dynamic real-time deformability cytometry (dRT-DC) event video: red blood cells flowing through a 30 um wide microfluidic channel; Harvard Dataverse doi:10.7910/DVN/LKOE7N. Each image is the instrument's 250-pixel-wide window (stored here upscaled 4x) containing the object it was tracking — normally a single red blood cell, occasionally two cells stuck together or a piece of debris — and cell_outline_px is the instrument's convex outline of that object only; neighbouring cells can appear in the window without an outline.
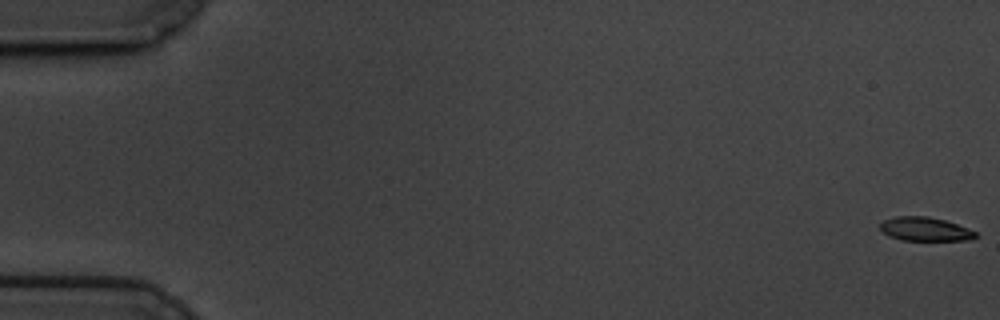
{"species": "common noctule bat (a hibernating species)", "species_latin": "Nyctalus noctula", "temperature_condition": "cold", "stored_images_in_passage": 15, "camera_frame_rate_fps": 3000, "um_per_image_px": 0.085, "animal": {"sex": "male", "body_mass_g": 19.5, "forearm_length_mm": 54.6}, "frame": {"image": 1, "passage_image": 1, "time_ms": 0.0, "image_size_px": [1000, 320], "cell_outline_px": [[980, 236], [964, 240], [900, 240], [888, 236], [880, 228], [880, 224], [884, 220], [896, 216], [928, 216], [944, 220], [956, 224], [976, 232]], "centroid_in_image_um": [78.61, 19.47], "position_along_channel_um": 6.4, "area_um2": 13.12}}
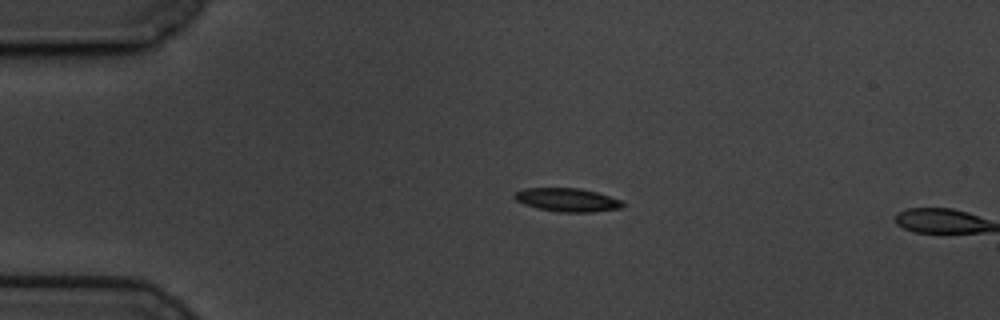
{"frame": {"image": 2, "passage_image": 14, "time_ms": 4.333, "image_size_px": [1000, 320], "cell_outline_px": [[624, 204], [620, 208], [592, 212], [556, 212], [536, 208], [524, 204], [516, 200], [512, 196], [516, 192], [524, 188], [580, 188], [596, 192], [624, 200]], "centroid_in_image_um": [48.22, 16.99], "position_along_channel_um": 36.8, "area_um2": 14.91}}